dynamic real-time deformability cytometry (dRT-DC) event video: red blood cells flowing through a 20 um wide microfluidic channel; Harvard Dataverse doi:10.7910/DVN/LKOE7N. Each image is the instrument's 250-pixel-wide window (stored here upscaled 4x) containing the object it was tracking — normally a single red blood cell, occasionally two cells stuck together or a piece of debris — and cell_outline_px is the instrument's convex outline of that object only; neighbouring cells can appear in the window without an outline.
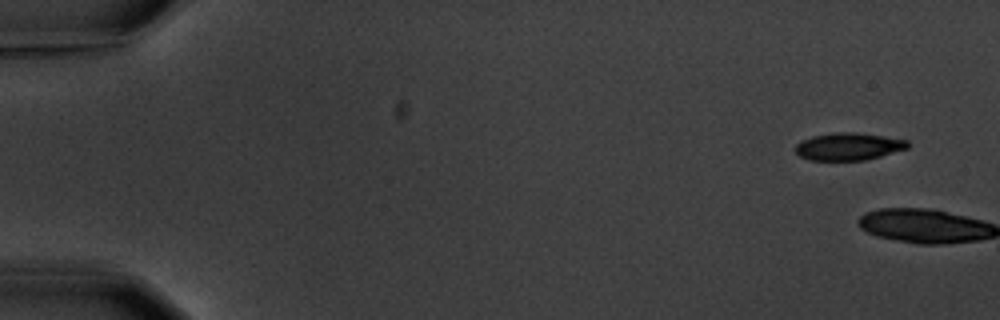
{"species": "common noctule bat (a hibernating species)", "species_latin": "Nyctalus noctula", "temperature_condition": "warm", "stored_images_in_passage": 2, "camera_frame_rate_fps": 3000, "um_per_image_px": 0.085, "animal": {"sex": "male", "body_mass_g": 20.1, "forearm_length_mm": 53.5}, "frame": {"image": 1, "passage_image": 1, "time_ms": 0.0, "image_size_px": [1000, 320], "cell_outline_px": [[908, 148], [880, 156], [864, 160], [808, 160], [800, 156], [796, 152], [796, 144], [800, 140], [812, 136], [836, 132], [856, 132], [884, 136], [908, 140]], "centroid_in_image_um": [72.1, 12.44], "position_along_channel_um": 12.9, "area_um2": 17.92}}